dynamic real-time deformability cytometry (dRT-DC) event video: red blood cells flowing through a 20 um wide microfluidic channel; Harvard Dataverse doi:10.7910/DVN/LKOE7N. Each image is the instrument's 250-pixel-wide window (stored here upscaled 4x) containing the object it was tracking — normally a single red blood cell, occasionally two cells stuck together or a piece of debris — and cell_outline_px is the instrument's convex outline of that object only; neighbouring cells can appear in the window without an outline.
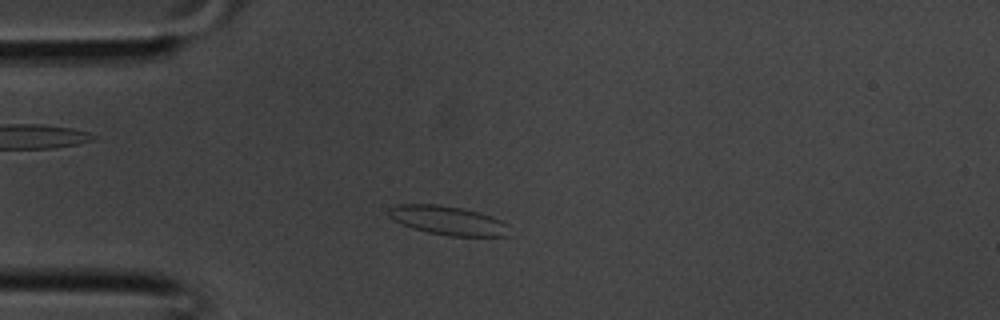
{"species": "common noctule bat (a hibernating species)", "species_latin": "Nyctalus noctula", "temperature_condition": "room temperature", "stored_images_in_passage": 28, "camera_frame_rate_fps": 3000, "um_per_image_px": 0.085, "animal": {"sex": "male", "body_mass_g": 20.1, "forearm_length_mm": 53.5}, "frame": {"image": 1, "passage_image": 1, "time_ms": 0.0, "image_size_px": [1000, 320], "cell_outline_px": [[508, 236], [452, 236], [428, 232], [412, 228], [388, 216], [388, 208], [396, 204], [436, 204], [460, 208], [480, 212], [492, 216], [508, 224]], "centroid_in_image_um": [38.08, 18.73], "position_along_channel_um": 46.9, "area_um2": 20.23}}
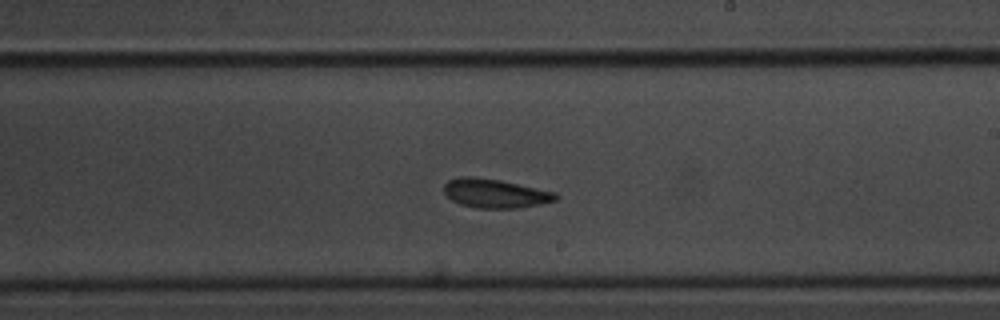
{"frame": {"image": 2, "passage_image": 13, "time_ms": 4.0, "image_size_px": [1000, 320], "cell_outline_px": [[560, 200], [540, 204], [516, 208], [476, 208], [460, 204], [452, 200], [444, 192], [444, 184], [448, 180], [460, 176], [472, 176], [500, 180], [556, 192], [560, 196]], "centroid_in_image_um": [42.11, 16.43], "position_along_channel_um": 246.9, "area_um2": 19.02}}
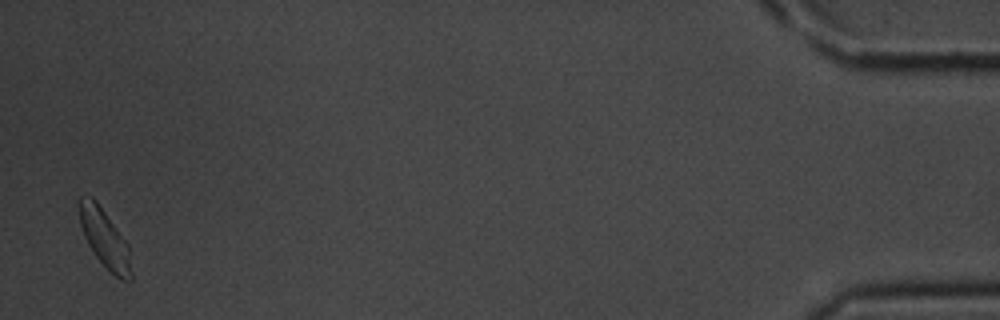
{"frame": {"image": 3, "passage_image": 28, "time_ms": 9.0, "image_size_px": [1000, 320], "cell_outline_px": [[132, 280], [124, 280], [116, 276], [92, 252], [84, 236], [80, 224], [76, 204], [80, 196], [92, 196], [96, 200], [128, 244], [132, 272]], "centroid_in_image_um": [8.86, 20.21], "position_along_channel_um": 426.3, "area_um2": 17.69}}